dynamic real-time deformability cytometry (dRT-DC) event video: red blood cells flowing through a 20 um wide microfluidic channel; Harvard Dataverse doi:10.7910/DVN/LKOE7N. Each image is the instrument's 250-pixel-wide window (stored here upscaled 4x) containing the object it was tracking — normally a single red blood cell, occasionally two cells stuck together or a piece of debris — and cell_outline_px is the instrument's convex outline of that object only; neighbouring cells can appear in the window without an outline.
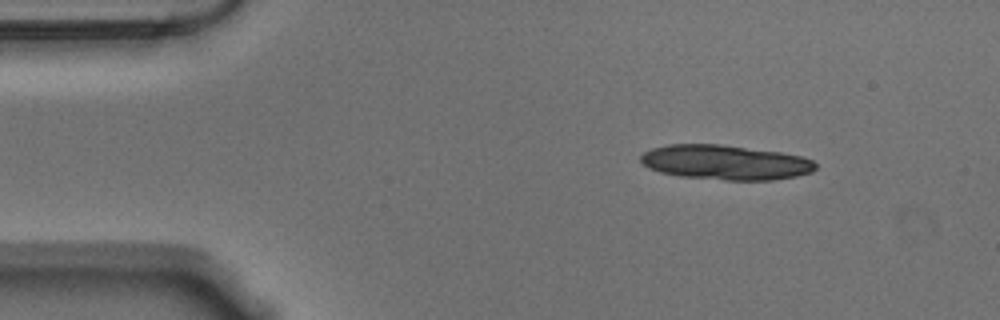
{"species": "Egyptian fruit bat (a non-hibernating species)", "species_latin": "Rousettus aegyptiacus", "temperature_condition": "warm", "stored_images_in_passage": 8, "camera_frame_rate_fps": 3000, "um_per_image_px": 0.085, "animal": {"sex": "male"}, "frame": {"image": 1, "passage_image": 6, "time_ms": 1.667, "image_size_px": [1000, 320], "cell_outline_px": [[816, 168], [812, 172], [796, 176], [772, 180], [724, 180], [680, 176], [660, 172], [648, 168], [640, 160], [640, 156], [644, 152], [652, 148], [668, 144], [720, 144], [780, 152], [800, 156], [812, 160], [816, 164]], "centroid_in_image_um": [61.64, 13.8], "position_along_channel_um": 23.4, "area_um2": 35.37}}